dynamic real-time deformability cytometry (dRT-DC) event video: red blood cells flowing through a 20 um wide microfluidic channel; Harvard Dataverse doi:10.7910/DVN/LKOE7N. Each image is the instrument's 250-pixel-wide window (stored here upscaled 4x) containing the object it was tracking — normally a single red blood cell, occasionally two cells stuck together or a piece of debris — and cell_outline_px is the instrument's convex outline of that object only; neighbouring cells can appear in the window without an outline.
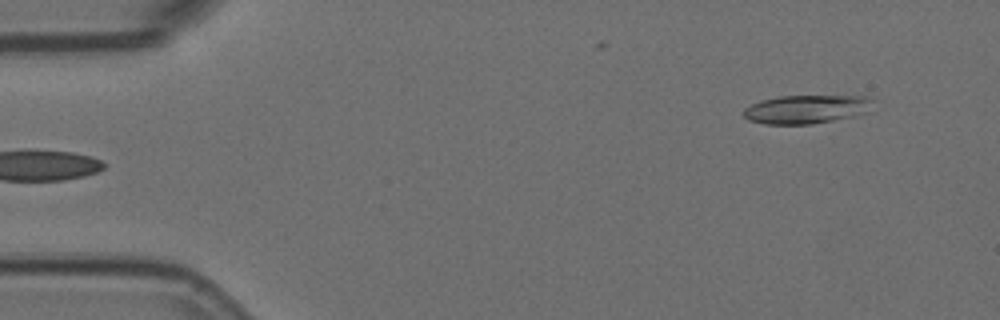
{"species": "Egyptian fruit bat (a non-hibernating species)", "species_latin": "Rousettus aegyptiacus", "temperature_condition": "room temperature", "stored_images_in_passage": 3, "camera_frame_rate_fps": 3000, "um_per_image_px": 0.085, "animal": {"sex": "female"}, "frame": {"image": 1, "passage_image": 3, "time_ms": 0.667, "image_size_px": [1000, 320], "cell_outline_px": [[872, 100], [856, 116], [812, 124], [764, 124], [748, 120], [744, 116], [744, 108], [760, 100], [780, 96], [864, 96]], "centroid_in_image_um": [68.41, 9.29], "position_along_channel_um": 16.6, "area_um2": 21.04}}